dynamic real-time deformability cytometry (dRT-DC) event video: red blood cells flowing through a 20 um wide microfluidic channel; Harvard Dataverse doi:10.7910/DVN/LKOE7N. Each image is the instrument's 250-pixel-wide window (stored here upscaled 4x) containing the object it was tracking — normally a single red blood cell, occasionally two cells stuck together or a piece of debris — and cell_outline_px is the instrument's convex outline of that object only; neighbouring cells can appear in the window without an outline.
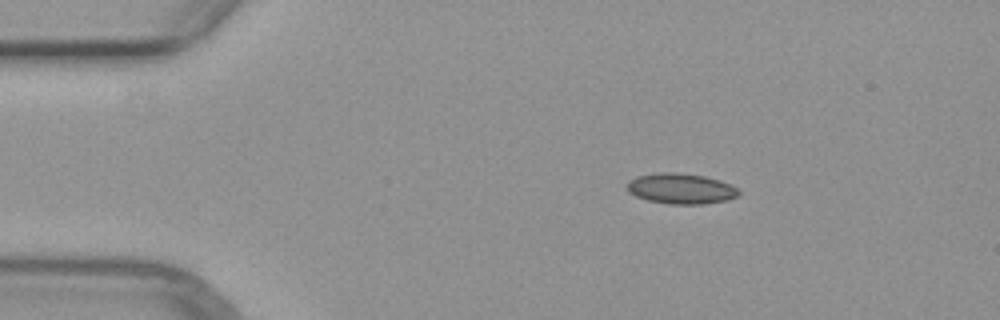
{"species": "common noctule bat (a hibernating species)", "species_latin": "Nyctalus noctula", "temperature_condition": "warm", "stored_images_in_passage": 4, "camera_frame_rate_fps": 3000, "um_per_image_px": 0.085, "animal": {"sex": "female", "body_mass_g": 29.2, "forearm_length_mm": 56.3}, "frame": {"image": 1, "passage_image": 1, "time_ms": 0.0, "image_size_px": [1000, 320], "cell_outline_px": [[740, 192], [736, 196], [728, 200], [704, 204], [672, 204], [648, 200], [636, 196], [628, 192], [624, 184], [628, 180], [636, 176], [660, 172], [676, 172], [704, 176], [720, 180], [736, 188]], "centroid_in_image_um": [57.82, 16.02], "position_along_channel_um": 27.2, "area_um2": 19.94}}
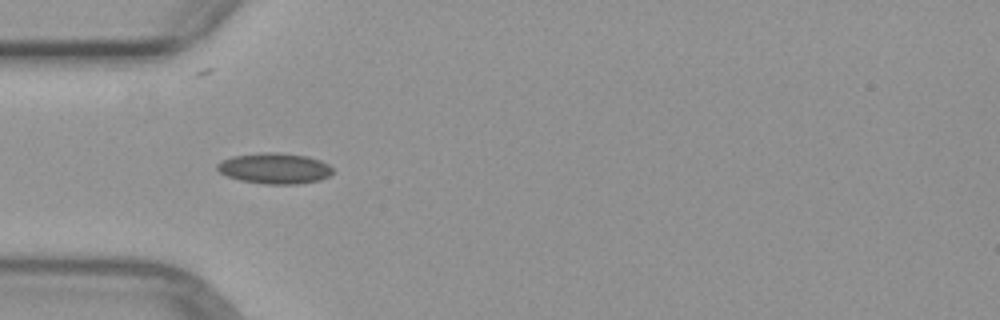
{"frame": {"image": 2, "passage_image": 3, "time_ms": 2.333, "image_size_px": [1000, 320], "cell_outline_px": [[332, 172], [328, 176], [320, 180], [296, 184], [264, 184], [240, 180], [228, 176], [220, 172], [216, 168], [216, 164], [232, 156], [260, 152], [276, 152], [308, 156], [320, 160], [328, 164], [332, 168]], "centroid_in_image_um": [23.34, 14.3], "position_along_channel_um": 61.7, "area_um2": 20.69}}
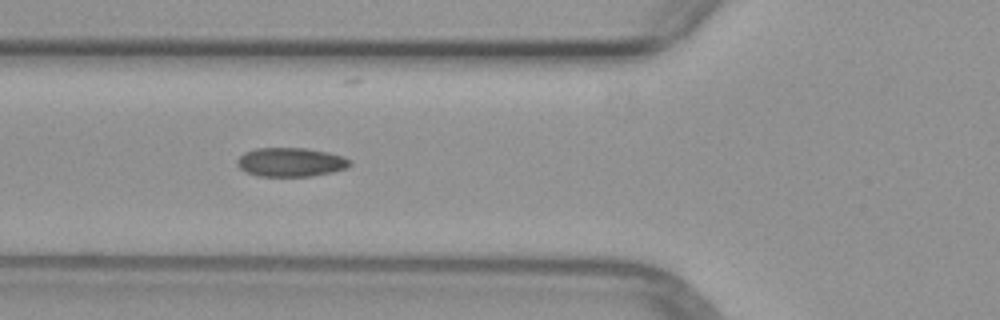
{"frame": {"image": 3, "passage_image": 4, "time_ms": 3.333, "image_size_px": [1000, 320], "cell_outline_px": [[352, 164], [348, 168], [332, 172], [312, 176], [256, 176], [244, 172], [236, 164], [236, 160], [244, 152], [256, 148], [308, 148], [328, 152], [344, 156], [352, 160]], "centroid_in_image_um": [24.73, 13.78], "position_along_channel_um": 101.1, "area_um2": 19.36}}